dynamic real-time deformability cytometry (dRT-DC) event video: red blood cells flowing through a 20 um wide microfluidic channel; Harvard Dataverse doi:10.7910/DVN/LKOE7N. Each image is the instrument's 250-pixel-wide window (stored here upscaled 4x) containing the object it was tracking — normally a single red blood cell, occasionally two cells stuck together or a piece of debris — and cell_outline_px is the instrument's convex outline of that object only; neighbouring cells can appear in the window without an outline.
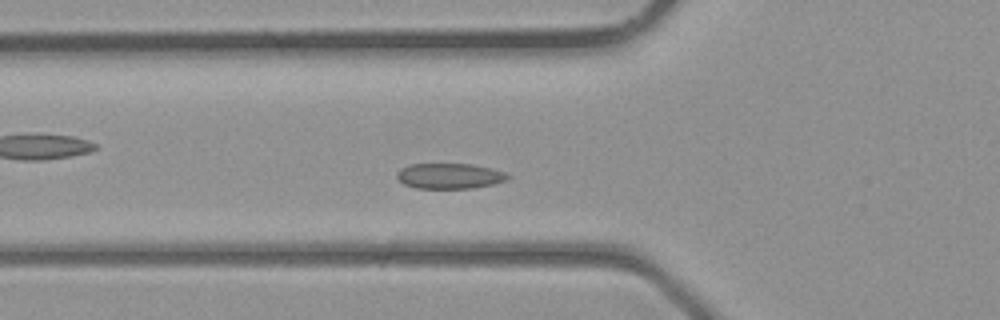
{"species": "common noctule bat (a hibernating species)", "species_latin": "Nyctalus noctula", "temperature_condition": "room temperature", "stored_images_in_passage": 35, "camera_frame_rate_fps": 3000, "um_per_image_px": 0.085, "animal": {"sex": "male", "body_mass_g": 23.1, "forearm_length_mm": 52.7}, "frame": {"image": 1, "passage_image": 9, "time_ms": 2.667, "image_size_px": [1000, 320], "cell_outline_px": [[512, 176], [508, 180], [492, 184], [472, 188], [416, 188], [404, 184], [396, 176], [396, 172], [400, 168], [412, 164], [472, 164], [492, 168], [504, 172]], "centroid_in_image_um": [38.23, 14.95], "position_along_channel_um": 87.6, "area_um2": 16.47}}
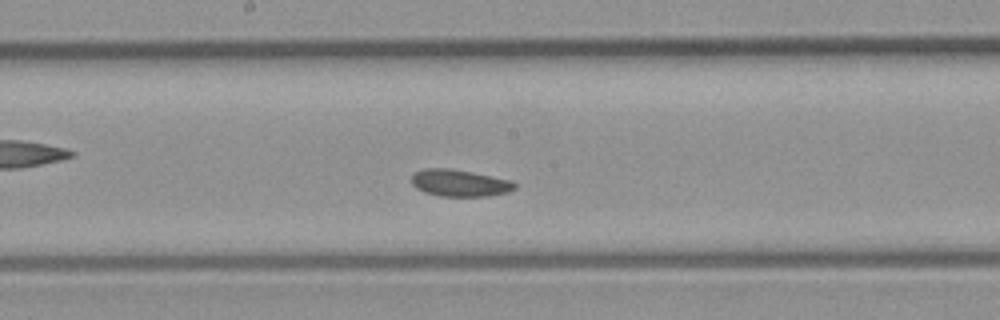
{"frame": {"image": 2, "passage_image": 16, "time_ms": 5.0, "image_size_px": [1000, 320], "cell_outline_px": [[516, 188], [508, 192], [488, 196], [440, 196], [424, 192], [416, 188], [412, 184], [412, 176], [416, 172], [424, 168], [452, 168], [512, 180], [516, 184]], "centroid_in_image_um": [39.08, 15.55], "position_along_channel_um": 209.1, "area_um2": 16.24}}
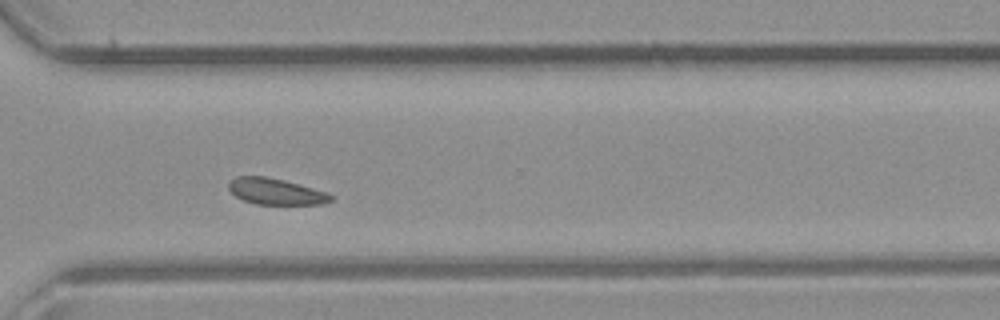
{"frame": {"image": 3, "passage_image": 24, "time_ms": 7.667, "image_size_px": [1000, 320], "cell_outline_px": [[332, 200], [324, 204], [256, 204], [244, 200], [236, 196], [228, 188], [228, 184], [236, 176], [264, 176], [284, 180], [328, 192], [332, 196]], "centroid_in_image_um": [23.45, 16.27], "position_along_channel_um": 347.1, "area_um2": 15.49}}